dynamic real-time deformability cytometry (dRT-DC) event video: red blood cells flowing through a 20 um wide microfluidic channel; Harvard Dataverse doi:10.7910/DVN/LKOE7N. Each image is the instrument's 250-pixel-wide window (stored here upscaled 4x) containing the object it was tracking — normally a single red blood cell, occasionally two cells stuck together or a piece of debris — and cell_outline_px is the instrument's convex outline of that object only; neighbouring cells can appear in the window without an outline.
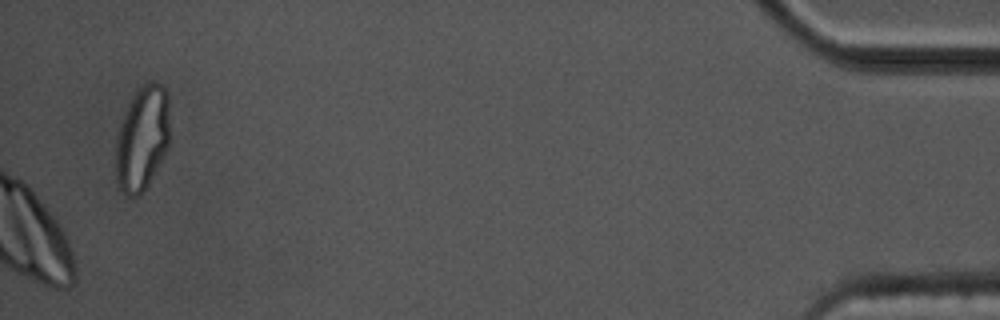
{"species": "common noctule bat (a hibernating species)", "species_latin": "Nyctalus noctula", "temperature_condition": "cold", "stored_images_in_passage": 54, "camera_frame_rate_fps": 3000, "um_per_image_px": 0.085, "animal": {"sex": "male", "body_mass_g": 17.5, "forearm_length_mm": 52.3}, "frame": {"image": 1, "passage_image": 54, "time_ms": 17.667, "image_size_px": [1000, 320], "cell_outline_px": [[168, 144], [148, 184], [140, 196], [128, 196], [120, 188], [116, 180], [116, 136], [124, 112], [132, 96], [144, 84], [160, 84], [168, 92]], "centroid_in_image_um": [12.06, 11.77], "position_along_channel_um": 423.1, "area_um2": 32.31}}